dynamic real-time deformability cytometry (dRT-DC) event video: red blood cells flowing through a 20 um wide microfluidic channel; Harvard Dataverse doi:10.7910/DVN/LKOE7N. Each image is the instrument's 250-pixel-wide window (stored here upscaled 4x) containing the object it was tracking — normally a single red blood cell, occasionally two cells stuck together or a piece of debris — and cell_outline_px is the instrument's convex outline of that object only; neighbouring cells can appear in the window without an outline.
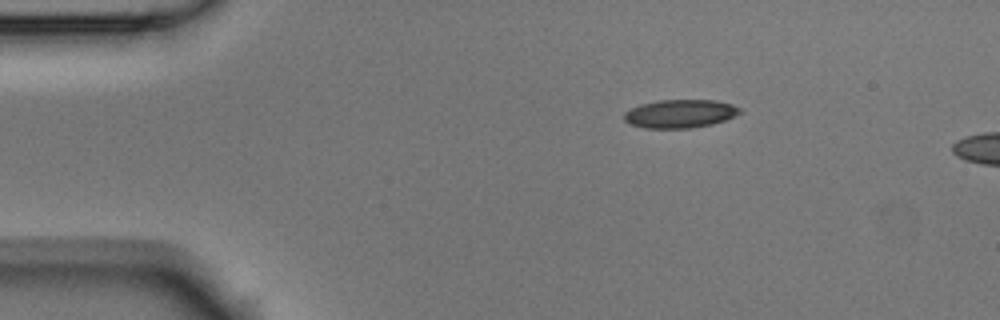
{"species": "Egyptian fruit bat (a non-hibernating species)", "species_latin": "Rousettus aegyptiacus", "temperature_condition": "room temperature", "stored_images_in_passage": 3, "segment_of_instrument_passage": [1, 2], "camera_frame_rate_fps": 3000, "um_per_image_px": 0.085, "animal": {"sex": "male"}, "frame": {"image": 1, "passage_image": 1, "time_ms": 0.0, "image_size_px": [1000, 320], "cell_outline_px": [[740, 112], [724, 120], [712, 124], [692, 128], [644, 128], [628, 124], [624, 120], [624, 112], [640, 104], [656, 100], [712, 100], [732, 104], [740, 108]], "centroid_in_image_um": [57.74, 9.66], "position_along_channel_um": 27.3, "area_um2": 19.07}}